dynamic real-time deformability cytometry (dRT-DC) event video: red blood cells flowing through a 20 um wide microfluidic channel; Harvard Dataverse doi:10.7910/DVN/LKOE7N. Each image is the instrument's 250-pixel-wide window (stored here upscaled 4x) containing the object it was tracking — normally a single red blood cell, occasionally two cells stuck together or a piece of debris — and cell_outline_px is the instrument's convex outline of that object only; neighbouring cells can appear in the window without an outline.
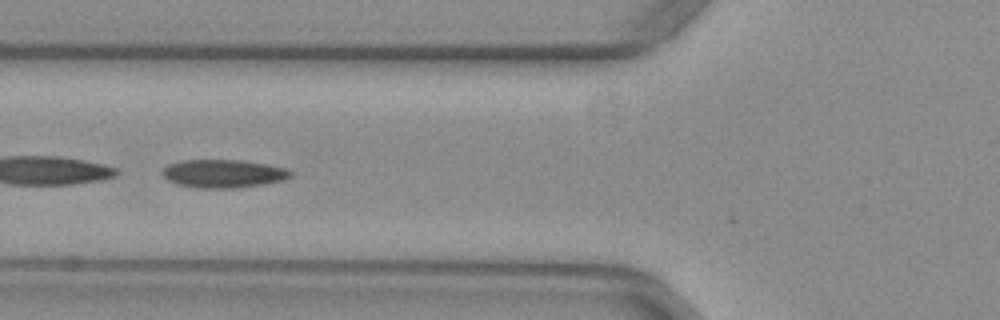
{"species": "common noctule bat (a hibernating species)", "species_latin": "Nyctalus noctula", "temperature_condition": "warm", "stored_images_in_passage": 19, "camera_frame_rate_fps": 3000, "um_per_image_px": 0.085, "animal": {"sex": "female", "body_mass_g": 29.2, "forearm_length_mm": 56.3}, "frame": {"image": 1, "passage_image": 16, "time_ms": 5.0, "image_size_px": [1000, 320], "cell_outline_px": [[292, 176], [280, 180], [260, 184], [236, 188], [196, 188], [176, 184], [168, 180], [160, 172], [168, 164], [180, 160], [244, 160], [268, 164], [288, 168], [292, 172]], "centroid_in_image_um": [18.95, 14.74], "position_along_channel_um": 106.8, "area_um2": 21.15}}